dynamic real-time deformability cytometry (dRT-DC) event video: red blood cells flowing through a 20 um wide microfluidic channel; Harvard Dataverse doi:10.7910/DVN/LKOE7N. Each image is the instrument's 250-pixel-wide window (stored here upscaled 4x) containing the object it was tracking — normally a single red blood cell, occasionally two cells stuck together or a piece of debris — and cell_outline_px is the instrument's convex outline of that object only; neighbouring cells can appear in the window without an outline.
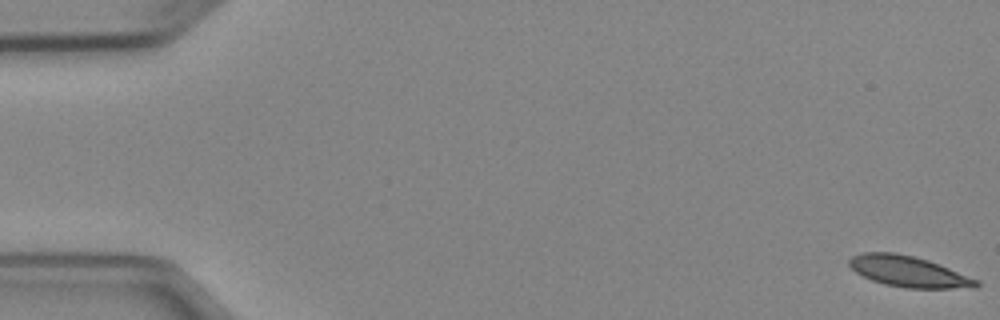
{"species": "Egyptian fruit bat (a non-hibernating species)", "species_latin": "Rousettus aegyptiacus", "temperature_condition": "cold", "stored_images_in_passage": 5, "camera_frame_rate_fps": 3000, "um_per_image_px": 0.085, "animal": {"sex": "female"}, "frame": {"image": 1, "passage_image": 1, "time_ms": 0.0, "image_size_px": [1000, 320], "cell_outline_px": [[980, 284], [976, 288], [904, 288], [884, 284], [872, 280], [856, 272], [848, 264], [848, 260], [852, 256], [864, 252], [892, 252], [912, 256], [928, 260], [980, 280]], "centroid_in_image_um": [77.25, 23.08], "position_along_channel_um": 7.8, "area_um2": 22.83}}
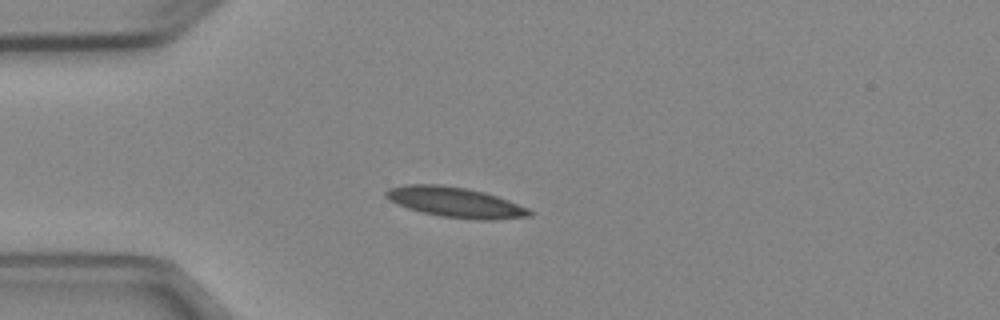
{"frame": {"image": 2, "passage_image": 4, "time_ms": 4.333, "image_size_px": [1000, 320], "cell_outline_px": [[532, 216], [492, 220], [476, 220], [440, 216], [408, 208], [396, 204], [388, 200], [384, 196], [384, 192], [388, 188], [404, 184], [440, 184], [464, 188], [484, 192], [508, 200], [528, 208], [532, 212]], "centroid_in_image_um": [38.66, 17.19], "position_along_channel_um": 46.3, "area_um2": 25.32}}